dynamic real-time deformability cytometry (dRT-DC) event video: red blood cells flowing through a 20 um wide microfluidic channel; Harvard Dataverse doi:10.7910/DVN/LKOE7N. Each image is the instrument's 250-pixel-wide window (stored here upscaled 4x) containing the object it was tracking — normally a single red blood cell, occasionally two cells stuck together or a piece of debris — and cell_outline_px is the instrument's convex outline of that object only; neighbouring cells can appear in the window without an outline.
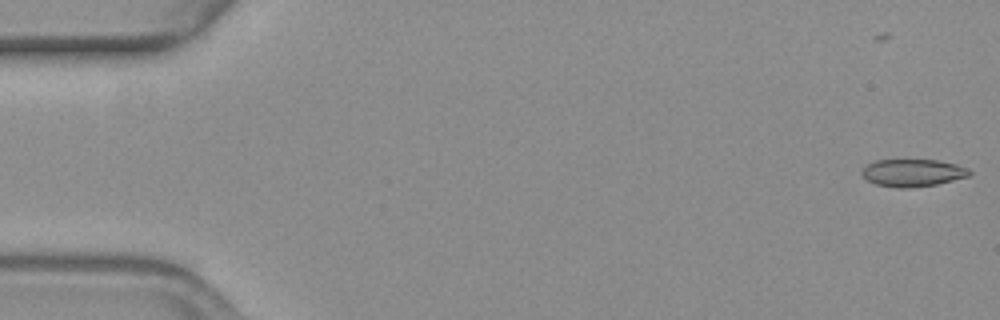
{"species": "common noctule bat (a hibernating species)", "species_latin": "Nyctalus noctula", "temperature_condition": "warm", "stored_images_in_passage": 3, "camera_frame_rate_fps": 3000, "um_per_image_px": 0.085, "animal": {"sex": "female", "body_mass_g": 19.3, "forearm_length_mm": 54.1}, "frame": {"image": 1, "passage_image": 3, "time_ms": 0.667, "image_size_px": [1000, 320], "cell_outline_px": [[972, 172], [968, 176], [936, 184], [908, 188], [896, 188], [876, 184], [868, 180], [860, 172], [868, 164], [876, 160], [936, 160], [956, 164], [968, 168]], "centroid_in_image_um": [77.58, 14.69], "position_along_channel_um": 7.4, "area_um2": 16.99}}